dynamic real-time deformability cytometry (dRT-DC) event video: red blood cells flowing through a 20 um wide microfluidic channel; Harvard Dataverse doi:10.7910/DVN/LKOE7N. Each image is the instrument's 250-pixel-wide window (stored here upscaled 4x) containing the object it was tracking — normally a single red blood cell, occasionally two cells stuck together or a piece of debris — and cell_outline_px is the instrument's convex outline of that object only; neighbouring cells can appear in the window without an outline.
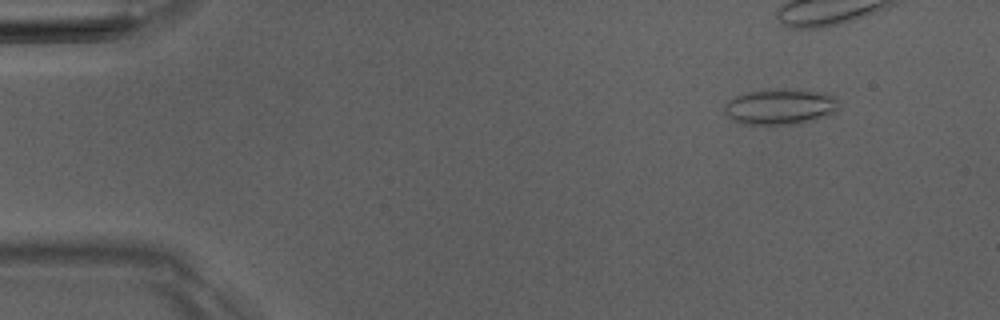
{"species": "Egyptian fruit bat (a non-hibernating species)", "species_latin": "Rousettus aegyptiacus", "temperature_condition": "room temperature", "stored_images_in_passage": 7, "camera_frame_rate_fps": 3000, "um_per_image_px": 0.085, "animal": {"sex": "male"}, "frame": {"image": 1, "passage_image": 2, "time_ms": 1.333, "image_size_px": [1000, 320], "cell_outline_px": [[840, 108], [832, 116], [816, 120], [796, 124], [744, 124], [728, 116], [724, 112], [724, 104], [728, 100], [736, 96], [748, 92], [768, 88], [796, 88], [836, 96]], "centroid_in_image_um": [66.38, 9.05], "position_along_channel_um": 18.6, "area_um2": 24.39}}